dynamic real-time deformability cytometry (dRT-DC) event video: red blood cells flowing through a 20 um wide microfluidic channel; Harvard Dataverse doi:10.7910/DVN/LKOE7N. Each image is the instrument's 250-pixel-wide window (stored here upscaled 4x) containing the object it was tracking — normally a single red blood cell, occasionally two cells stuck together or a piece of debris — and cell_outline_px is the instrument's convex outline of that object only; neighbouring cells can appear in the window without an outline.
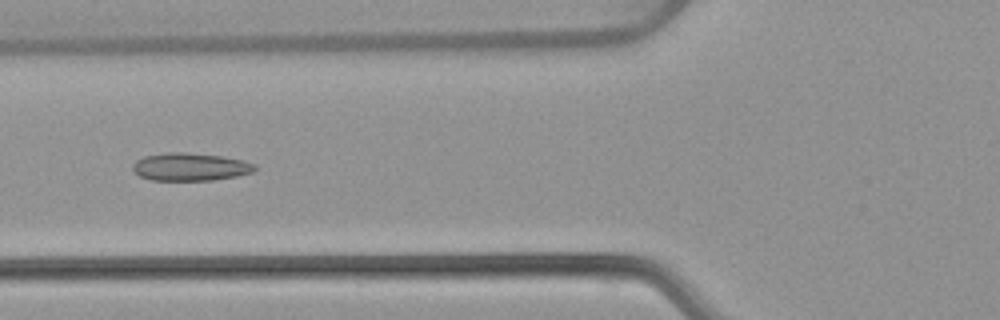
{"species": "common noctule bat (a hibernating species)", "species_latin": "Nyctalus noctula", "temperature_condition": "warm", "stored_images_in_passage": 52, "camera_frame_rate_fps": 3000, "um_per_image_px": 0.085, "animal": {"sex": "female", "body_mass_g": 22.7, "forearm_length_mm": 54.2}, "frame": {"image": 1, "passage_image": 20, "time_ms": 6.333, "image_size_px": [1000, 320], "cell_outline_px": [[256, 168], [252, 172], [236, 176], [212, 180], [152, 180], [140, 176], [132, 168], [132, 164], [136, 160], [144, 156], [168, 152], [188, 152], [220, 156], [244, 160], [256, 164]], "centroid_in_image_um": [16.17, 14.17], "position_along_channel_um": 109.6, "area_um2": 19.77}}
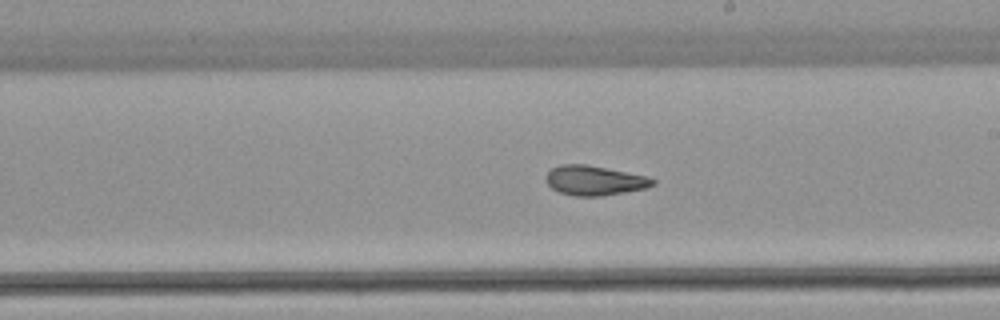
{"frame": {"image": 2, "passage_image": 30, "time_ms": 9.667, "image_size_px": [1000, 320], "cell_outline_px": [[656, 184], [644, 188], [624, 192], [600, 196], [576, 196], [560, 192], [552, 188], [544, 180], [544, 176], [552, 168], [560, 164], [588, 164], [648, 176], [656, 180]], "centroid_in_image_um": [50.52, 15.32], "position_along_channel_um": 238.5, "area_um2": 18.55}}
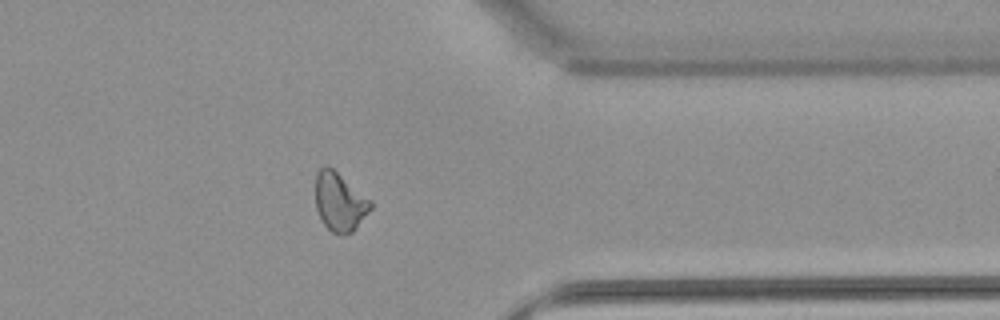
{"frame": {"image": 3, "passage_image": 42, "time_ms": 13.667, "image_size_px": [1000, 320], "cell_outline_px": [[372, 208], [356, 228], [352, 232], [344, 236], [332, 232], [320, 220], [316, 208], [316, 172], [324, 164], [328, 164], [372, 200]], "centroid_in_image_um": [28.87, 17.15], "position_along_channel_um": 382.5, "area_um2": 19.13}, "authors_computed_cell_mechanics": {"area_um2": 19.652, "velocity_mm_per_s": 3.8662, "shape_relaxation_time_tau1_ms": null, "shape_relaxation_time_tau2_ms": 2.0074, "deformation_change_tau1": null, "deformation_change_tau2": 0.0968}}